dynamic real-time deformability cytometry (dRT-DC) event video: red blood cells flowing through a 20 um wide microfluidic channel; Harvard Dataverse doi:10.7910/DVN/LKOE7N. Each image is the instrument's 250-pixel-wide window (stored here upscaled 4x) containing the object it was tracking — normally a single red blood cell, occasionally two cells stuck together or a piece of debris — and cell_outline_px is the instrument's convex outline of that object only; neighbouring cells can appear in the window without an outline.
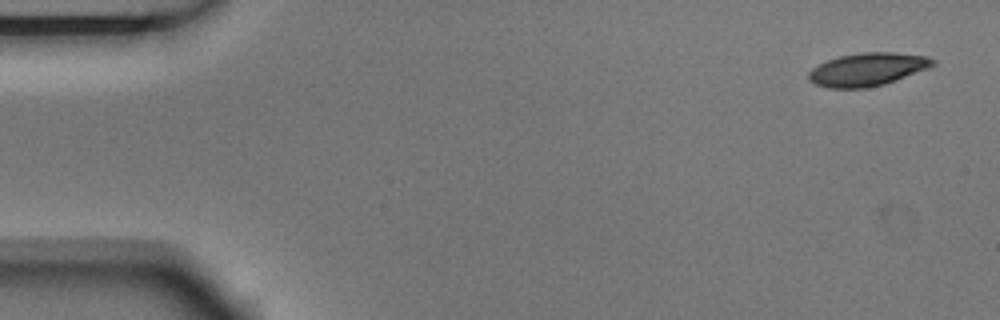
{"species": "Egyptian fruit bat (a non-hibernating species)", "species_latin": "Rousettus aegyptiacus", "temperature_condition": "room temperature", "stored_images_in_passage": 4, "camera_frame_rate_fps": 3000, "um_per_image_px": 0.085, "animal": {"sex": "male"}, "frame": {"image": 1, "passage_image": 1, "time_ms": 0.0, "image_size_px": [1000, 320], "cell_outline_px": [[936, 64], [928, 68], [896, 80], [884, 84], [864, 88], [828, 88], [816, 84], [808, 80], [808, 72], [812, 68], [828, 60], [840, 56], [860, 52], [896, 52], [928, 56], [936, 60]], "centroid_in_image_um": [73.75, 5.89], "position_along_channel_um": 11.2, "area_um2": 23.93}}
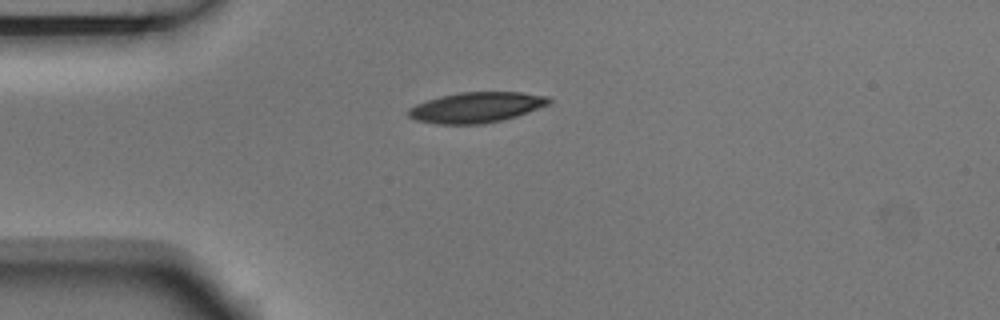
{"frame": {"image": 2, "passage_image": 4, "time_ms": 1.0, "image_size_px": [1000, 320], "cell_outline_px": [[552, 104], [516, 116], [484, 124], [436, 124], [416, 120], [408, 116], [408, 108], [416, 104], [440, 96], [460, 92], [520, 92], [548, 96], [552, 100]], "centroid_in_image_um": [40.51, 9.12], "position_along_channel_um": 44.5, "area_um2": 25.03}}